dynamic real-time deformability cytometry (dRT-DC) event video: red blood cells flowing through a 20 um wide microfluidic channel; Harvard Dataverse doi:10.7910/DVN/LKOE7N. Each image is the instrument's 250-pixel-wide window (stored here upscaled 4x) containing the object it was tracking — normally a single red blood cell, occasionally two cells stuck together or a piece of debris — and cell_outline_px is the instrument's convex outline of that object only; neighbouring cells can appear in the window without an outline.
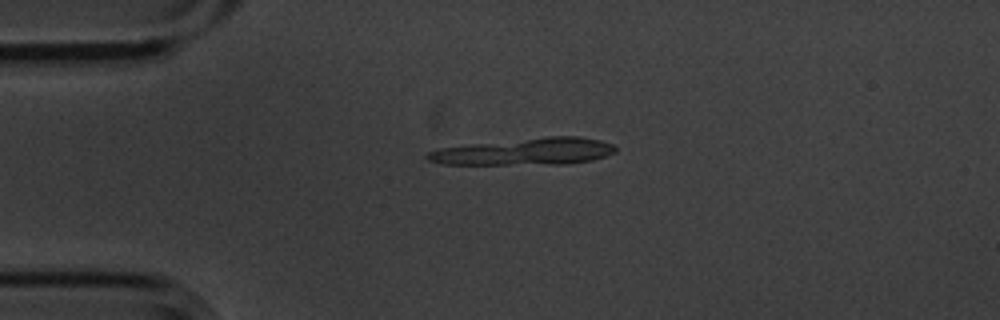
{"species": "common noctule bat (a hibernating species)", "species_latin": "Nyctalus noctula", "temperature_condition": "cold", "stored_images_in_passage": 12, "segment_of_instrument_passage": [1, 2], "camera_frame_rate_fps": 3000, "um_per_image_px": 0.085, "animal": {"sex": "male", "body_mass_g": 20.1, "forearm_length_mm": 53.5}, "frame": {"image": 1, "passage_image": 1, "time_ms": 0.0, "image_size_px": [1000, 320], "cell_outline_px": [[616, 152], [592, 160], [568, 164], [440, 164], [428, 160], [424, 156], [428, 152], [440, 148], [472, 144], [548, 136], [580, 136], [600, 140], [612, 144], [616, 148]], "centroid_in_image_um": [44.63, 12.88], "position_along_channel_um": 40.4, "area_um2": 29.42}}